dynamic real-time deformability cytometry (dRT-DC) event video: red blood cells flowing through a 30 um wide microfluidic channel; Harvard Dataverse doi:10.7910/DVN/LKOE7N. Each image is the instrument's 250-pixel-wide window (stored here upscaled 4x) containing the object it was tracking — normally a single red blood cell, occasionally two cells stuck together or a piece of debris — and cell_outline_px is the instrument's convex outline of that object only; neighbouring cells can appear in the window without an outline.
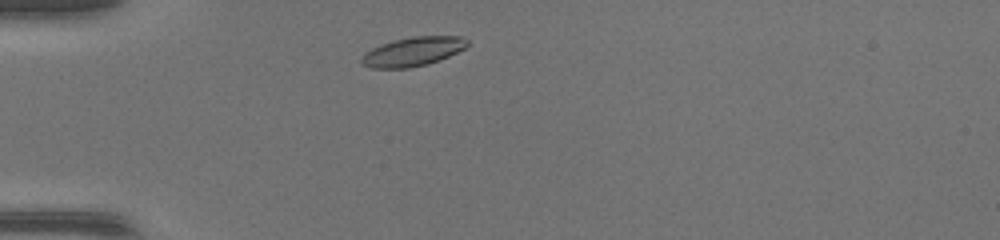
{"species": "common noctule bat (a hibernating species)", "species_latin": "Nyctalus noctula", "temperature_condition": "warm", "stored_images_in_passage": 37, "camera_frame_rate_fps": 3000, "um_per_image_px": 0.085, "animal": {"sex": "female", "body_mass_g": 17.0, "forearm_length_mm": 48.0}, "frame": {"image": 1, "passage_image": 3, "time_ms": 0.667, "image_size_px": [1000, 240], "cell_outline_px": [[468, 44], [464, 48], [448, 56], [428, 64], [408, 68], [372, 68], [360, 64], [360, 60], [364, 52], [380, 44], [412, 36], [460, 36], [468, 40]], "centroid_in_image_um": [35.05, 4.39], "position_along_channel_um": 50.0, "area_um2": 17.86}}
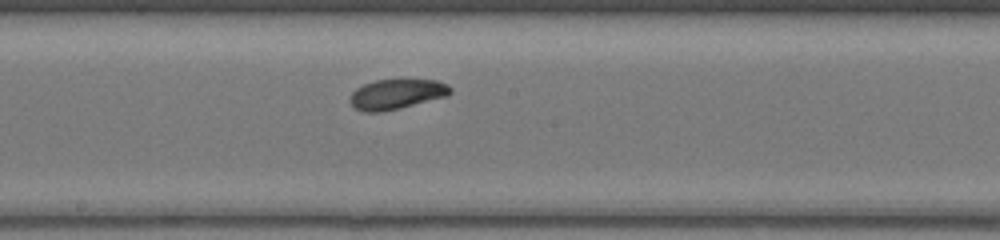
{"frame": {"image": 2, "passage_image": 16, "time_ms": 5.0, "image_size_px": [1000, 240], "cell_outline_px": [[452, 92], [448, 96], [384, 112], [364, 112], [352, 108], [348, 100], [348, 96], [356, 88], [364, 84], [376, 80], [436, 80], [448, 84], [452, 88]], "centroid_in_image_um": [33.67, 8.02], "position_along_channel_um": 214.5, "area_um2": 17.86}}
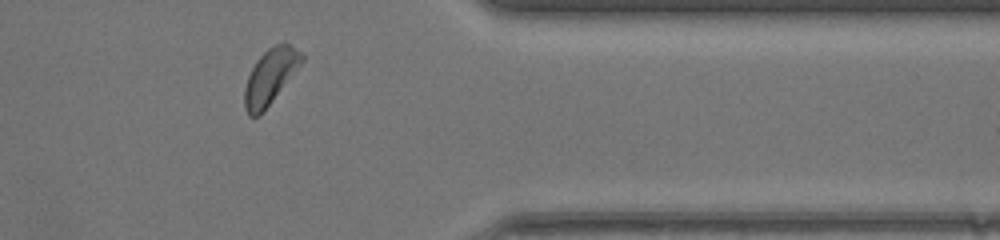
{"frame": {"image": 3, "passage_image": 29, "time_ms": 9.333, "image_size_px": [1000, 240], "cell_outline_px": [[304, 60], [264, 112], [260, 116], [248, 116], [244, 108], [244, 88], [248, 76], [256, 60], [268, 48], [276, 44], [288, 44], [300, 52], [304, 56]], "centroid_in_image_um": [22.94, 6.55], "position_along_channel_um": 388.5, "area_um2": 18.26}, "authors_computed_cell_mechanics": {"area_um2": 17.8602, "velocity_mm_per_s": 4.2915, "shape_relaxation_time_tau1_ms": 2.1154, "shape_relaxation_time_tau2_ms": 2.6169, "deformation_change_tau1": 0.0672, "deformation_change_tau2": 0.0826}}